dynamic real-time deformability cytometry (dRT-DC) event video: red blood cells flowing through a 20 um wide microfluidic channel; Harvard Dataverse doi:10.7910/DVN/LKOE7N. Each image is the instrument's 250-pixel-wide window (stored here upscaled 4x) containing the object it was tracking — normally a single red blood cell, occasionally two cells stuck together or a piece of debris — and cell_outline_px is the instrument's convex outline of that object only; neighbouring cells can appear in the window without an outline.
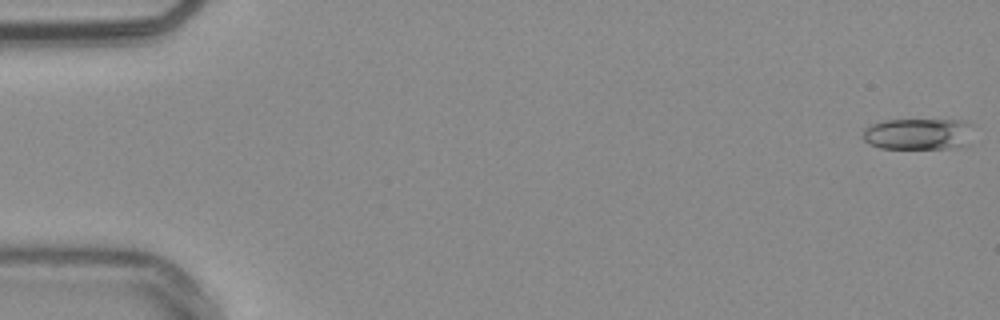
{"species": "common noctule bat (a hibernating species)", "species_latin": "Nyctalus noctula", "temperature_condition": "warm", "stored_images_in_passage": 54, "camera_frame_rate_fps": 3000, "um_per_image_px": 0.085, "animal": {"sex": "male", "body_mass_g": 20.4}, "frame": {"image": 1, "passage_image": 1, "time_ms": 0.0, "image_size_px": [1000, 320], "cell_outline_px": [[976, 124], [972, 144], [956, 148], [880, 148], [868, 144], [864, 140], [864, 128], [872, 124], [884, 120], [968, 120]], "centroid_in_image_um": [78.22, 11.38], "position_along_channel_um": 6.8, "area_um2": 21.04}}
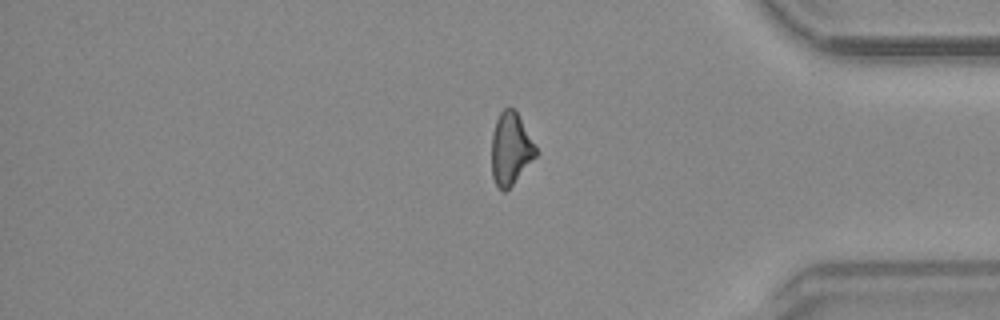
{"frame": {"image": 2, "passage_image": 45, "time_ms": 14.667, "image_size_px": [1000, 320], "cell_outline_px": [[540, 152], [512, 184], [504, 192], [496, 184], [492, 176], [492, 132], [496, 120], [500, 112], [504, 108], [512, 108], [516, 112]], "centroid_in_image_um": [43.41, 12.64], "position_along_channel_um": 391.8, "area_um2": 18.44}}
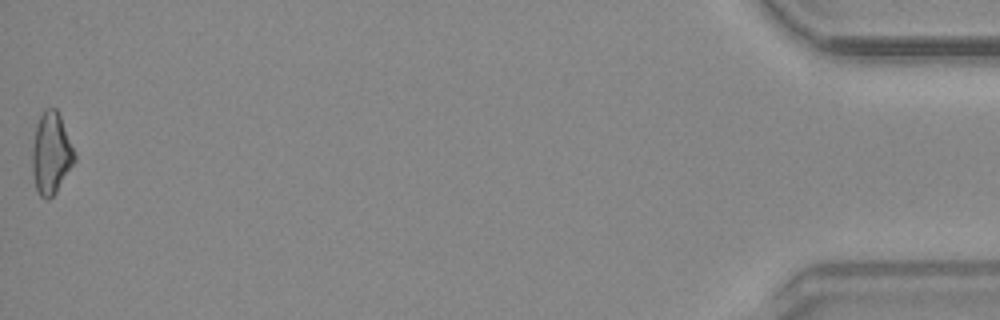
{"frame": {"image": 3, "passage_image": 54, "time_ms": 17.667, "image_size_px": [1000, 320], "cell_outline_px": [[76, 160], [56, 192], [48, 200], [40, 196], [36, 188], [32, 172], [32, 148], [36, 124], [44, 108], [56, 108], [60, 116], [76, 156]], "centroid_in_image_um": [4.33, 13.04], "position_along_channel_um": 430.9, "area_um2": 20.0}, "authors_computed_cell_mechanics": {"area_um2": 19.4497, "velocity_mm_per_s": 3.8087, "shape_relaxation_time_tau1_ms": null, "shape_relaxation_time_tau2_ms": 4.9531, "deformation_change_tau1": null, "deformation_change_tau2": 0.1545}}